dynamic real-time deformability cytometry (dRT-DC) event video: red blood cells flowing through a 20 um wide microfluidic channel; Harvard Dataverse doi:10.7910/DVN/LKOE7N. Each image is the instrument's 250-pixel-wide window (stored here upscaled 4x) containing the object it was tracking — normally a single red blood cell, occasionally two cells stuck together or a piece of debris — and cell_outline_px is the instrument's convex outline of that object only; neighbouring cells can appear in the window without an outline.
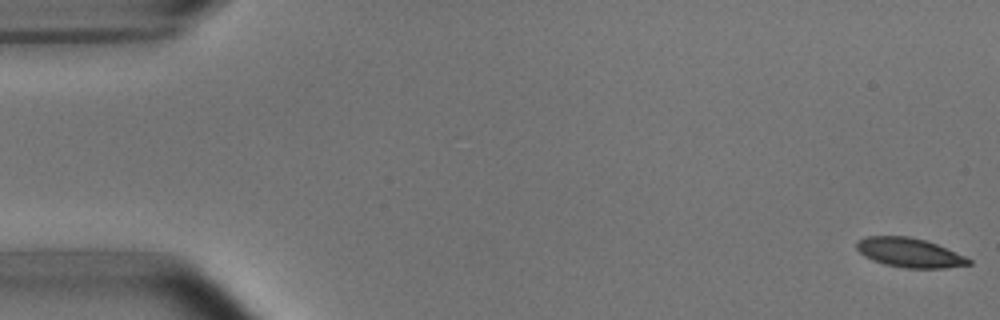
{"species": "common noctule bat (a hibernating species)", "species_latin": "Nyctalus noctula", "temperature_condition": "room temperature", "stored_images_in_passage": 6, "camera_frame_rate_fps": 3000, "um_per_image_px": 0.085, "animal": {"sex": "male", "body_mass_g": 15.6}, "frame": {"image": 1, "passage_image": 1, "time_ms": 0.0, "image_size_px": [1000, 320], "cell_outline_px": [[972, 264], [944, 268], [904, 268], [884, 264], [872, 260], [864, 256], [856, 248], [856, 240], [864, 236], [908, 236], [924, 240], [936, 244], [964, 256], [972, 260]], "centroid_in_image_um": [77.26, 21.47], "position_along_channel_um": 7.7, "area_um2": 19.13}}
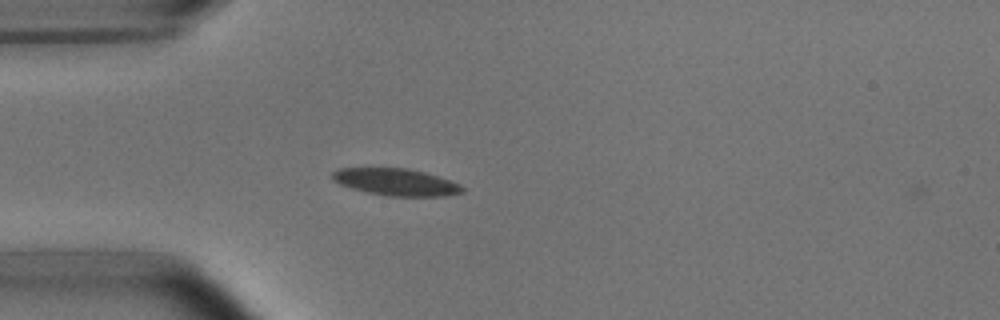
{"frame": {"image": 2, "passage_image": 5, "time_ms": 4.667, "image_size_px": [1000, 320], "cell_outline_px": [[464, 192], [448, 196], [388, 196], [368, 192], [352, 188], [340, 184], [332, 180], [332, 172], [336, 168], [408, 168], [424, 172], [460, 184], [464, 188]], "centroid_in_image_um": [33.65, 15.47], "position_along_channel_um": 51.3, "area_um2": 20.4}}